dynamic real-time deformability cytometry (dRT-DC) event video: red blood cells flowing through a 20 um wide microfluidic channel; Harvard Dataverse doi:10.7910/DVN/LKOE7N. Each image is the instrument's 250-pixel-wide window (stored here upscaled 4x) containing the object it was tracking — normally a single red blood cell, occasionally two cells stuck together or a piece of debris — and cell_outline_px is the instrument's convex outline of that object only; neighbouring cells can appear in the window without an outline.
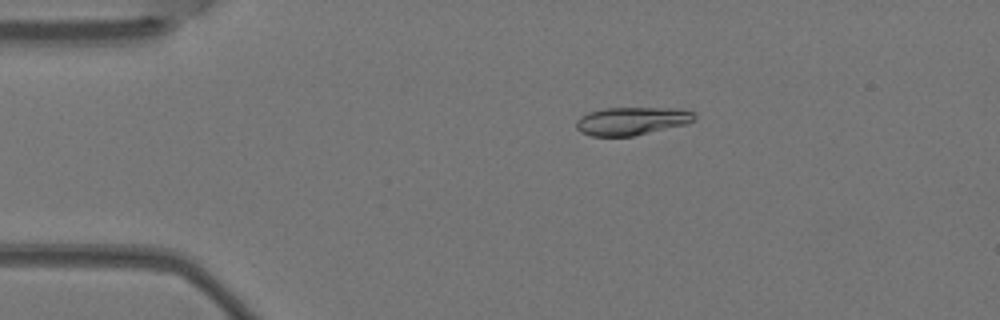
{"species": "Egyptian fruit bat (a non-hibernating species)", "species_latin": "Rousettus aegyptiacus", "temperature_condition": "warm", "stored_images_in_passage": 4, "camera_frame_rate_fps": 3000, "um_per_image_px": 0.085, "animal": {"sex": "female"}, "frame": {"image": 1, "passage_image": 3, "time_ms": 0.667, "image_size_px": [1000, 320], "cell_outline_px": [[696, 120], [684, 124], [632, 136], [592, 136], [580, 132], [576, 128], [576, 120], [580, 116], [588, 112], [604, 108], [676, 108], [696, 112]], "centroid_in_image_um": [53.68, 10.27], "position_along_channel_um": 31.3, "area_um2": 19.31}}